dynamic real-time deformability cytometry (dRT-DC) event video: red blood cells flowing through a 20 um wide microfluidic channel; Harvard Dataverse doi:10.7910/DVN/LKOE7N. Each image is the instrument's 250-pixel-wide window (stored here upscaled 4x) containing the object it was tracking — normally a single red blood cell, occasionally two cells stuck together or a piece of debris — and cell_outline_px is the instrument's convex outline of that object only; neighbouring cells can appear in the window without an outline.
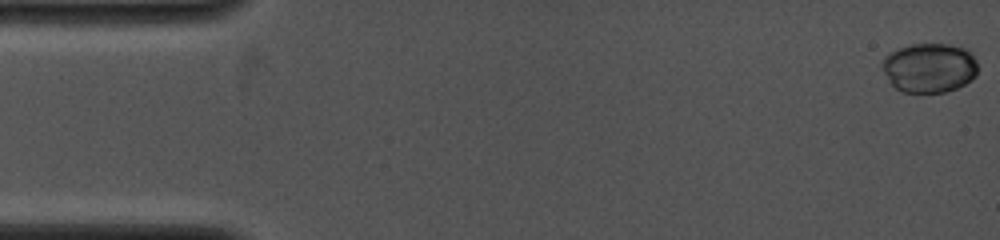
{"species": "common noctule bat (a hibernating species)", "species_latin": "Nyctalus noctula", "temperature_condition": "cold", "stored_images_in_passage": 60, "camera_frame_rate_fps": 4000, "um_per_image_px": 0.085, "animal": {"sex": "female", "body_mass_g": 19.0, "forearm_length_mm": 53.3}, "frame": {"image": 1, "passage_image": 1, "time_ms": 0.0, "image_size_px": [1000, 240], "cell_outline_px": [[976, 76], [972, 80], [956, 88], [944, 92], [904, 92], [896, 88], [888, 80], [880, 64], [884, 56], [888, 52], [908, 44], [948, 44], [968, 48], [976, 60]], "centroid_in_image_um": [78.98, 5.74], "position_along_channel_um": 6.0, "area_um2": 27.86}}
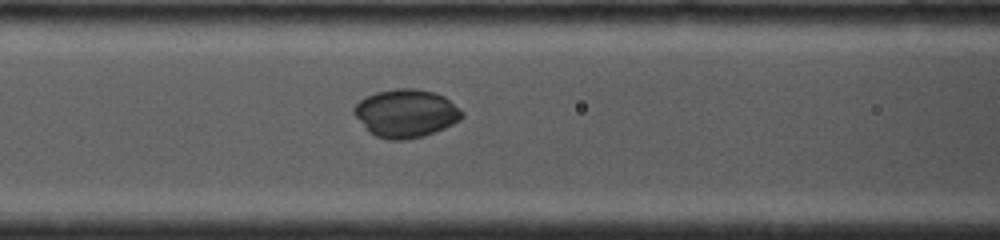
{"frame": {"image": 2, "passage_image": 26, "time_ms": 6.0, "image_size_px": [1000, 240], "cell_outline_px": [[464, 116], [460, 120], [444, 128], [424, 136], [408, 140], [388, 140], [376, 136], [368, 132], [352, 112], [352, 108], [360, 100], [376, 92], [396, 88], [416, 88], [432, 92], [444, 96], [464, 112]], "centroid_in_image_um": [34.49, 9.64], "position_along_channel_um": 132.1, "area_um2": 30.4}}
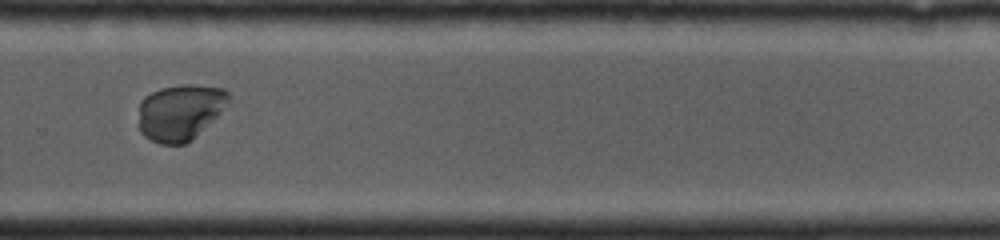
{"frame": {"image": 3, "passage_image": 46, "time_ms": 10.25, "image_size_px": [1000, 240], "cell_outline_px": [[228, 104], [192, 140], [184, 144], [160, 144], [144, 136], [140, 132], [140, 100], [144, 96], [160, 88], [180, 84], [192, 84], [224, 88], [228, 92]], "centroid_in_image_um": [15.3, 9.52], "position_along_channel_um": 314.5, "area_um2": 29.3}}